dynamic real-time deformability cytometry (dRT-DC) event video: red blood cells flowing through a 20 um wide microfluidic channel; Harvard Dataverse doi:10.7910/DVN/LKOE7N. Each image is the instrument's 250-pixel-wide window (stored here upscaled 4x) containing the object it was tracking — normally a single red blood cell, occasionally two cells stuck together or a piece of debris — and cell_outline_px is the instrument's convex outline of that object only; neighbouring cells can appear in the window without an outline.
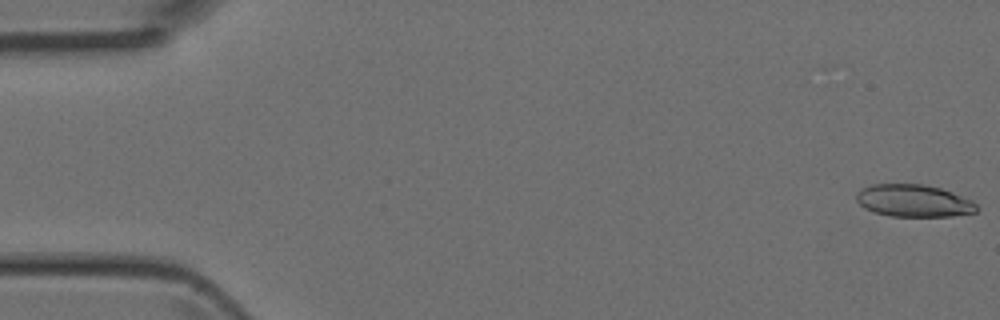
{"species": "Egyptian fruit bat (a non-hibernating species)", "species_latin": "Rousettus aegyptiacus", "temperature_condition": "room temperature", "stored_images_in_passage": 43, "camera_frame_rate_fps": 3000, "um_per_image_px": 0.085, "animal": {"sex": "female"}, "frame": {"image": 1, "passage_image": 1, "time_ms": 0.0, "image_size_px": [1000, 320], "cell_outline_px": [[976, 212], [952, 216], [888, 216], [872, 212], [864, 208], [856, 200], [856, 196], [860, 188], [872, 184], [924, 184], [940, 188], [952, 192], [972, 200], [976, 204]], "centroid_in_image_um": [77.62, 17.06], "position_along_channel_um": 7.4, "area_um2": 22.72}}
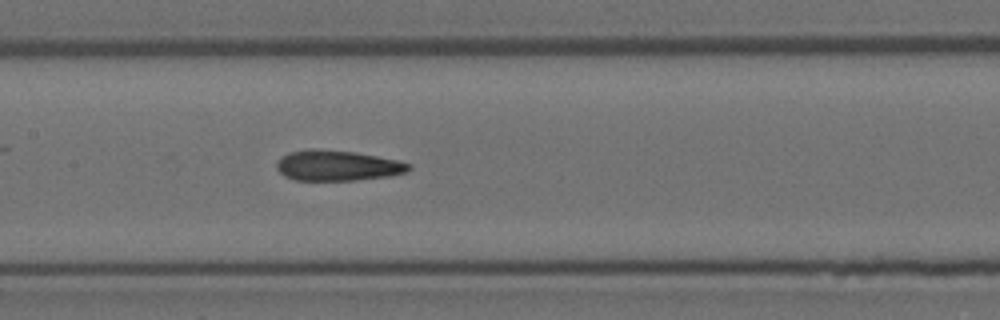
{"frame": {"image": 2, "passage_image": 23, "time_ms": 7.333, "image_size_px": [1000, 320], "cell_outline_px": [[412, 168], [408, 172], [392, 176], [356, 180], [296, 180], [284, 176], [276, 168], [276, 164], [280, 156], [288, 152], [308, 148], [316, 148], [356, 152], [396, 160], [412, 164]], "centroid_in_image_um": [28.68, 14.06], "position_along_channel_um": 178.7, "area_um2": 23.81}}
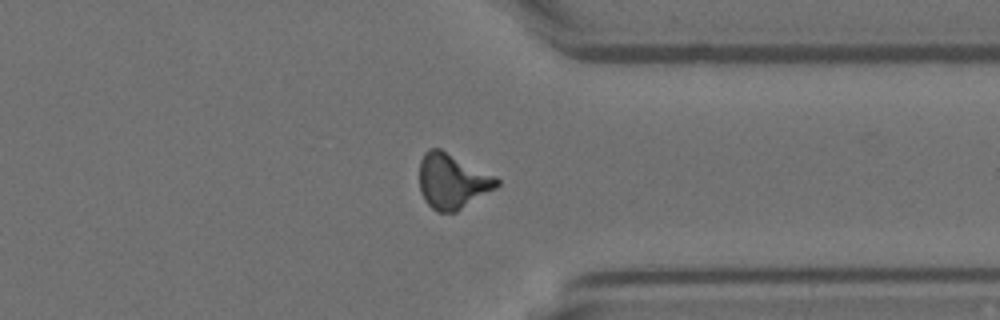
{"frame": {"image": 3, "passage_image": 37, "time_ms": 12.0, "image_size_px": [1000, 320], "cell_outline_px": [[500, 184], [496, 188], [456, 212], [436, 212], [424, 200], [420, 192], [420, 160], [424, 152], [428, 148], [440, 148], [496, 176], [500, 180]], "centroid_in_image_um": [38.44, 15.4], "position_along_channel_um": 373.0, "area_um2": 24.97}}